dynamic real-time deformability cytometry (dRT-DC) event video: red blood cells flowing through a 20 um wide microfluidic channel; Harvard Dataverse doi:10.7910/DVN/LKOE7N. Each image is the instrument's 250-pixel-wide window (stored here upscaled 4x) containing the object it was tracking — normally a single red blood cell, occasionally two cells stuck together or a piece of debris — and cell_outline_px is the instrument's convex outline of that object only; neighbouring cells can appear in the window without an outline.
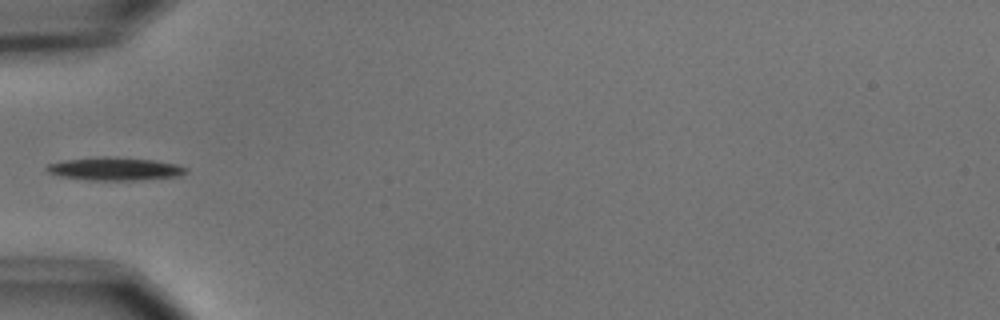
{"species": "common noctule bat (a hibernating species)", "species_latin": "Nyctalus noctula", "temperature_condition": "cold", "stored_images_in_passage": 6, "camera_frame_rate_fps": 3000, "um_per_image_px": 0.085, "animal": {"sex": "male", "body_mass_g": 15.6}, "frame": {"image": 1, "passage_image": 5, "time_ms": 5.0, "image_size_px": [1000, 320], "cell_outline_px": [[188, 172], [180, 176], [136, 180], [92, 180], [60, 176], [48, 172], [44, 168], [48, 164], [64, 160], [100, 156], [112, 156], [152, 160], [176, 164], [188, 168]], "centroid_in_image_um": [9.77, 14.34], "position_along_channel_um": 75.2, "area_um2": 18.73}}
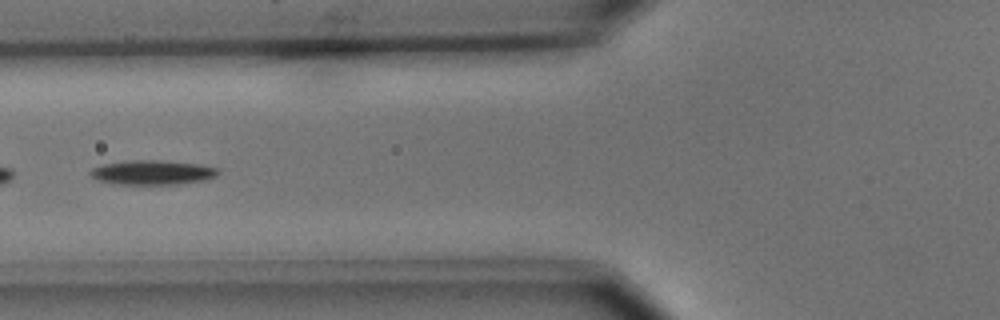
{"frame": {"image": 2, "passage_image": 6, "time_ms": 6.0, "image_size_px": [1000, 320], "cell_outline_px": [[220, 172], [216, 176], [204, 180], [176, 184], [112, 184], [96, 180], [88, 172], [92, 168], [100, 164], [128, 160], [160, 160], [200, 164], [216, 168]], "centroid_in_image_um": [12.9, 14.65], "position_along_channel_um": 112.9, "area_um2": 18.38}}